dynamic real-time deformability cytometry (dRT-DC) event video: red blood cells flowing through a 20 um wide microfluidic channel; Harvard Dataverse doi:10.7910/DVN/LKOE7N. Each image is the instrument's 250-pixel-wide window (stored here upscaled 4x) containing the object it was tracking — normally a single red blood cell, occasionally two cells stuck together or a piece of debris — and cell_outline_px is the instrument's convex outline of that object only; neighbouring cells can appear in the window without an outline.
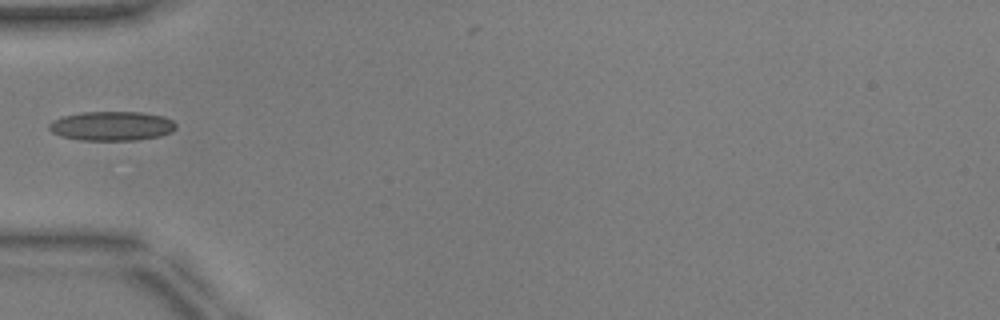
{"species": "common noctule bat (a hibernating species)", "species_latin": "Nyctalus noctula", "temperature_condition": "warm", "stored_images_in_passage": 22, "camera_frame_rate_fps": 3000, "um_per_image_px": 0.085, "animal": {"sex": "male", "body_mass_g": 17.9, "forearm_length_mm": 54.2}, "frame": {"image": 1, "passage_image": 1, "time_ms": 0.0, "image_size_px": [1000, 320], "cell_outline_px": [[176, 128], [172, 132], [160, 136], [136, 140], [80, 140], [60, 136], [52, 132], [48, 128], [48, 124], [52, 120], [64, 116], [80, 112], [140, 112], [164, 116], [172, 120], [176, 124]], "centroid_in_image_um": [9.5, 10.71], "position_along_channel_um": 75.5, "area_um2": 21.79}}
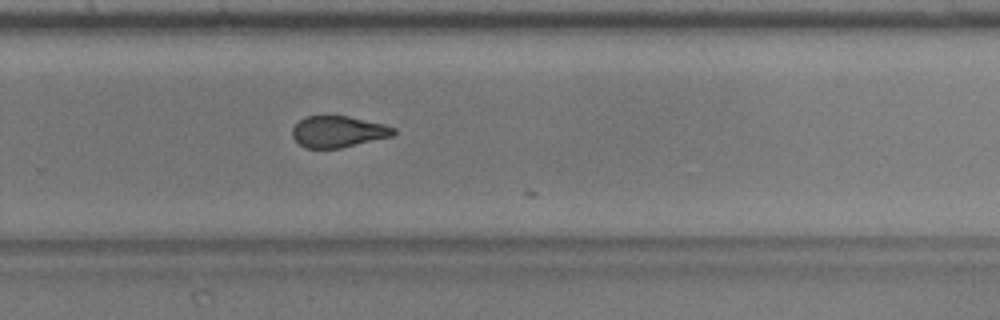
{"frame": {"image": 2, "passage_image": 18, "time_ms": 5.667, "image_size_px": [1000, 320], "cell_outline_px": [[396, 132], [392, 136], [340, 148], [304, 148], [292, 136], [292, 128], [304, 116], [348, 116], [384, 124], [396, 128]], "centroid_in_image_um": [28.74, 11.19], "position_along_channel_um": 301.1, "area_um2": 18.44}}